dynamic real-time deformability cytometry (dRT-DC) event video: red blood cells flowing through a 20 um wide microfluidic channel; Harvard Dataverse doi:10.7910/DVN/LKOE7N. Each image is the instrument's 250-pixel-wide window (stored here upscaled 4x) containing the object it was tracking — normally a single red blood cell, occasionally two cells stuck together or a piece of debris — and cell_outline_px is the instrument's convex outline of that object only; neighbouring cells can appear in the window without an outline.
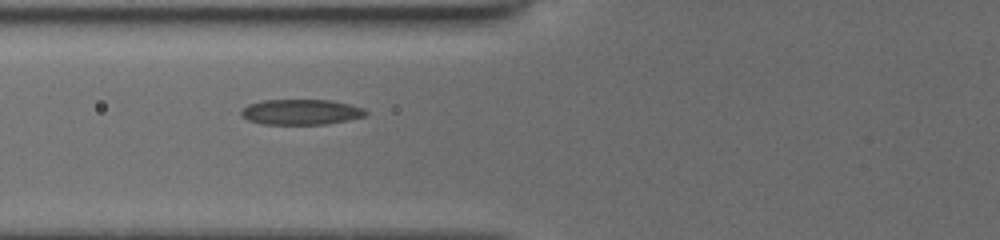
{"species": "common noctule bat (a hibernating species)", "species_latin": "Nyctalus noctula", "temperature_condition": "cold", "stored_images_in_passage": 9, "camera_frame_rate_fps": 3000, "um_per_image_px": 0.085, "animal": {"sex": "female", "body_mass_g": 19.5, "forearm_length_mm": 54.1}, "frame": {"image": 1, "passage_image": 9, "time_ms": 2.667, "image_size_px": [1000, 240], "cell_outline_px": [[368, 112], [364, 116], [348, 120], [324, 124], [260, 124], [248, 120], [240, 116], [240, 112], [248, 104], [260, 100], [332, 100], [364, 108]], "centroid_in_image_um": [25.55, 9.52], "position_along_channel_um": 100.3, "area_um2": 18.5}}